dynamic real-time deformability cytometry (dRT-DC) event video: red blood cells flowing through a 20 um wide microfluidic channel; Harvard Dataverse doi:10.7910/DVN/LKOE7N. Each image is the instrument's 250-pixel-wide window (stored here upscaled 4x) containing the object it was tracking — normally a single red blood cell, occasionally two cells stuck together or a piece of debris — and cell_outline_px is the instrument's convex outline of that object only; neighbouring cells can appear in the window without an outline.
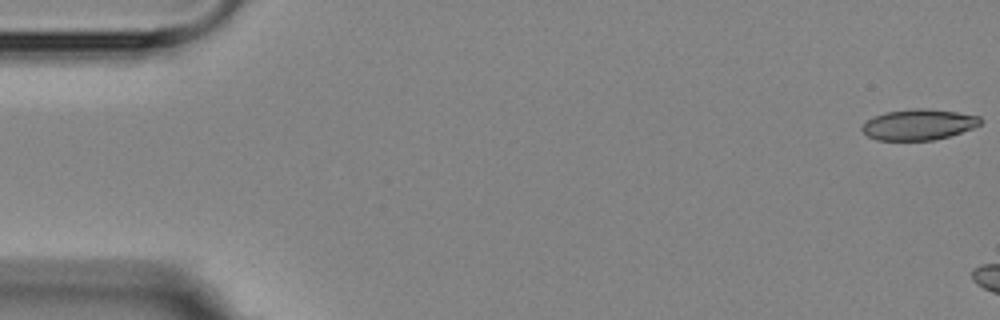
{"species": "Egyptian fruit bat (a non-hibernating species)", "species_latin": "Rousettus aegyptiacus", "temperature_condition": "room temperature", "stored_images_in_passage": 5, "camera_frame_rate_fps": 3000, "um_per_image_px": 0.085, "animal": {"sex": "female"}, "frame": {"image": 1, "passage_image": 1, "time_ms": 0.0, "image_size_px": [1000, 320], "cell_outline_px": [[984, 120], [980, 124], [972, 128], [948, 136], [932, 140], [876, 140], [868, 136], [860, 128], [872, 116], [884, 112], [912, 108], [928, 108], [956, 112], [980, 116]], "centroid_in_image_um": [78.07, 10.57], "position_along_channel_um": 6.9, "area_um2": 21.27}}
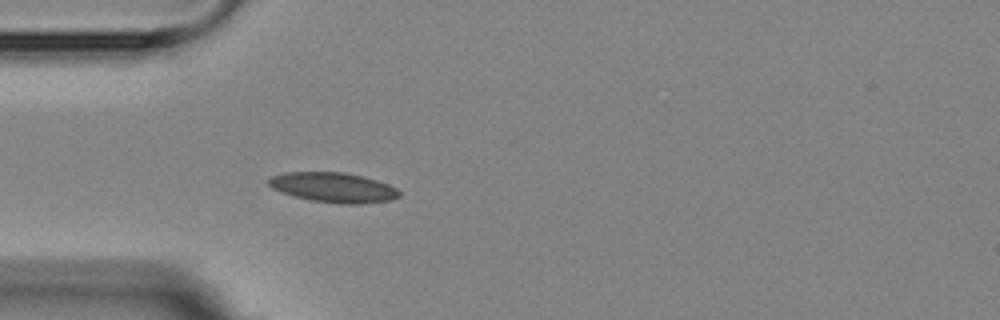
{"frame": {"image": 2, "passage_image": 5, "time_ms": 6.667, "image_size_px": [1000, 320], "cell_outline_px": [[400, 196], [392, 200], [364, 204], [340, 204], [312, 200], [296, 196], [272, 188], [268, 184], [268, 180], [272, 176], [284, 172], [344, 172], [364, 176], [388, 184], [396, 188], [400, 192]], "centroid_in_image_um": [28.38, 15.93], "position_along_channel_um": 56.6, "area_um2": 22.72}}